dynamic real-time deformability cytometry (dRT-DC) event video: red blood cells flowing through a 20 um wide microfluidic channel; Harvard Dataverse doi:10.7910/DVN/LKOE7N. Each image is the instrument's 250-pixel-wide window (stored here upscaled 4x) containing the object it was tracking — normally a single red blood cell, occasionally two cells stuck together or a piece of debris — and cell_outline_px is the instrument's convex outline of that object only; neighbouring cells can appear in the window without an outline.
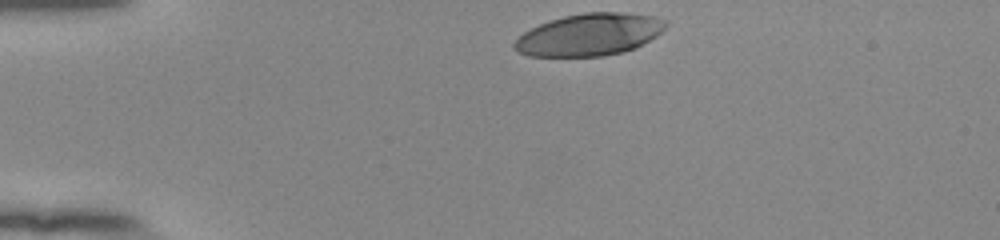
{"species": "human", "species_latin": "Homo sapiens", "temperature_condition": "room temperature", "stored_images_in_passage": 34, "camera_frame_rate_fps": 3000, "um_per_image_px": 0.085, "donor": {"sex": "female"}, "frame": {"image": 1, "passage_image": 1, "time_ms": 0.0, "image_size_px": [1000, 240], "cell_outline_px": [[668, 24], [656, 36], [636, 48], [624, 52], [604, 56], [528, 56], [512, 48], [512, 44], [524, 32], [540, 24], [564, 16], [584, 12], [620, 12], [656, 16], [668, 20]], "centroid_in_image_um": [50.13, 2.94], "position_along_channel_um": 34.9, "area_um2": 37.22}}
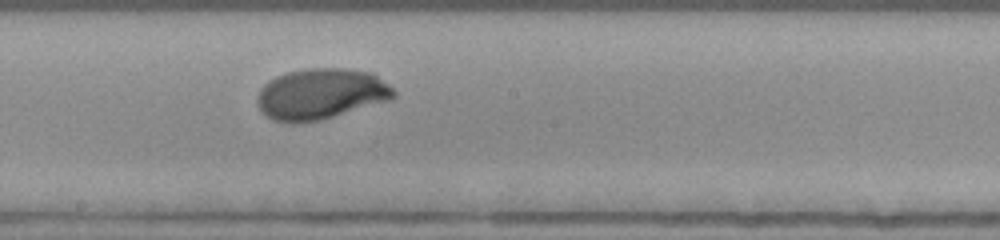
{"frame": {"image": 2, "passage_image": 20, "time_ms": 6.333, "image_size_px": [1000, 240], "cell_outline_px": [[396, 96], [392, 100], [320, 120], [296, 124], [292, 124], [272, 120], [260, 108], [256, 100], [256, 96], [260, 88], [264, 84], [276, 76], [288, 72], [308, 68], [344, 68], [372, 72], [388, 84], [396, 92]], "centroid_in_image_um": [27.28, 7.99], "position_along_channel_um": 220.9, "area_um2": 40.75}}
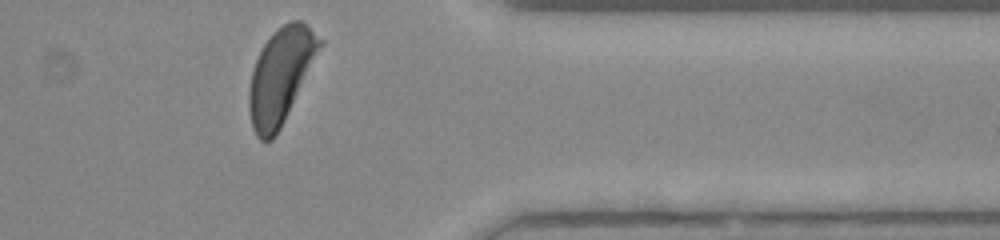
{"frame": {"image": 3, "passage_image": 34, "time_ms": 11.0, "image_size_px": [1000, 240], "cell_outline_px": [[324, 44], [276, 136], [272, 140], [260, 140], [256, 136], [252, 128], [248, 108], [248, 92], [252, 72], [256, 60], [264, 44], [284, 24], [292, 20], [300, 20], [308, 24], [324, 40]], "centroid_in_image_um": [23.88, 6.45], "position_along_channel_um": 387.5, "area_um2": 38.96}, "authors_computed_cell_mechanics": {"area_um2": 39.7086, "velocity_mm_per_s": 3.8124, "shape_relaxation_time_tau1_ms": 3.1269, "shape_relaxation_time_tau2_ms": null, "deformation_change_tau1": 0.2002, "deformation_change_tau2": null}}